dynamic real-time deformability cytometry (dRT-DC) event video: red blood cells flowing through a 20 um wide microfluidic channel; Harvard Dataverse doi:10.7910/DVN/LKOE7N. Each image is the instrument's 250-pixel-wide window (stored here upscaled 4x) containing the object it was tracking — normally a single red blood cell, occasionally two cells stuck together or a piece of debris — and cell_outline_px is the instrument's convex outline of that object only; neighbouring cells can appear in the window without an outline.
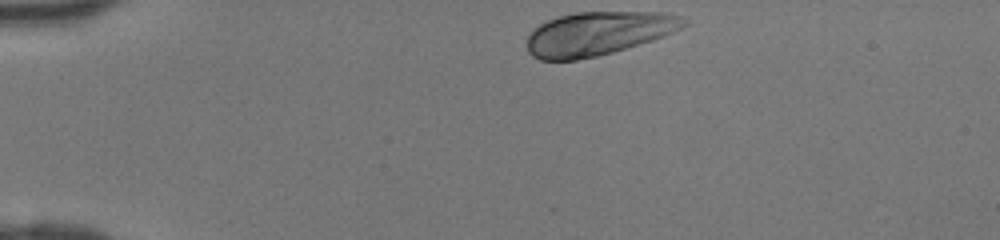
{"species": "human", "species_latin": "Homo sapiens", "temperature_condition": "room temperature", "stored_images_in_passage": 32, "camera_frame_rate_fps": 3000, "um_per_image_px": 0.085, "donor": {"sex": "female"}, "frame": {"image": 1, "passage_image": 1, "time_ms": 0.0, "image_size_px": [1000, 240], "cell_outline_px": [[688, 24], [664, 36], [652, 40], [612, 52], [596, 56], [576, 60], [540, 60], [532, 56], [528, 52], [528, 36], [532, 28], [548, 20], [560, 16], [576, 12], [668, 12], [684, 16], [688, 20]], "centroid_in_image_um": [50.86, 2.83], "position_along_channel_um": 34.1, "area_um2": 39.94}}
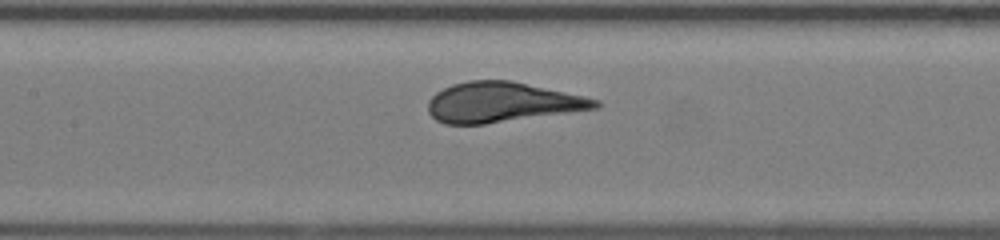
{"frame": {"image": 2, "passage_image": 14, "time_ms": 4.333, "image_size_px": [1000, 240], "cell_outline_px": [[600, 108], [484, 124], [444, 124], [436, 120], [428, 112], [428, 100], [436, 92], [452, 84], [468, 80], [512, 80], [584, 96], [600, 100]], "centroid_in_image_um": [42.67, 8.69], "position_along_channel_um": 164.7, "area_um2": 39.07}}
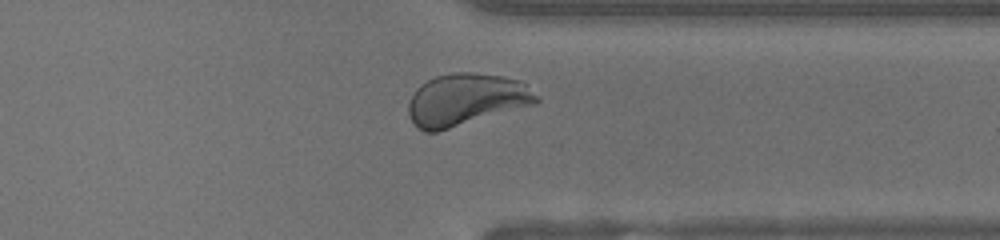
{"frame": {"image": 3, "passage_image": 28, "time_ms": 9.0, "image_size_px": [1000, 240], "cell_outline_px": [[540, 100], [536, 104], [436, 132], [424, 132], [416, 128], [408, 116], [408, 104], [416, 88], [420, 84], [436, 76], [452, 72], [472, 72], [504, 76], [520, 80], [540, 96]], "centroid_in_image_um": [39.61, 8.47], "position_along_channel_um": 371.8, "area_um2": 39.13}}